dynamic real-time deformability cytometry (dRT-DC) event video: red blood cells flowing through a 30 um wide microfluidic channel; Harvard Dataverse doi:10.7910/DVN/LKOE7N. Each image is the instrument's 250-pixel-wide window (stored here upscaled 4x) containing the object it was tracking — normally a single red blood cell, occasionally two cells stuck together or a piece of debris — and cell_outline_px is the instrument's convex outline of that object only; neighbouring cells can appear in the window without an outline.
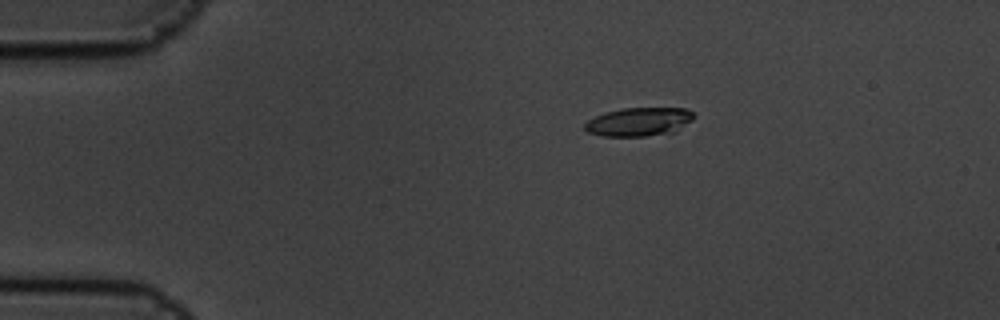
{"species": "common noctule bat (a hibernating species)", "species_latin": "Nyctalus noctula", "temperature_condition": "cold", "stored_images_in_passage": 5, "camera_frame_rate_fps": 3000, "um_per_image_px": 0.085, "animal": {"sex": "male", "body_mass_g": 19.5, "forearm_length_mm": 54.6}, "frame": {"image": 1, "passage_image": 4, "time_ms": 1.0, "image_size_px": [1000, 320], "cell_outline_px": [[692, 120], [676, 132], [644, 136], [604, 136], [588, 132], [584, 128], [584, 124], [588, 120], [604, 112], [624, 108], [688, 108], [692, 112]], "centroid_in_image_um": [54.31, 10.35], "position_along_channel_um": 30.7, "area_um2": 18.15}}